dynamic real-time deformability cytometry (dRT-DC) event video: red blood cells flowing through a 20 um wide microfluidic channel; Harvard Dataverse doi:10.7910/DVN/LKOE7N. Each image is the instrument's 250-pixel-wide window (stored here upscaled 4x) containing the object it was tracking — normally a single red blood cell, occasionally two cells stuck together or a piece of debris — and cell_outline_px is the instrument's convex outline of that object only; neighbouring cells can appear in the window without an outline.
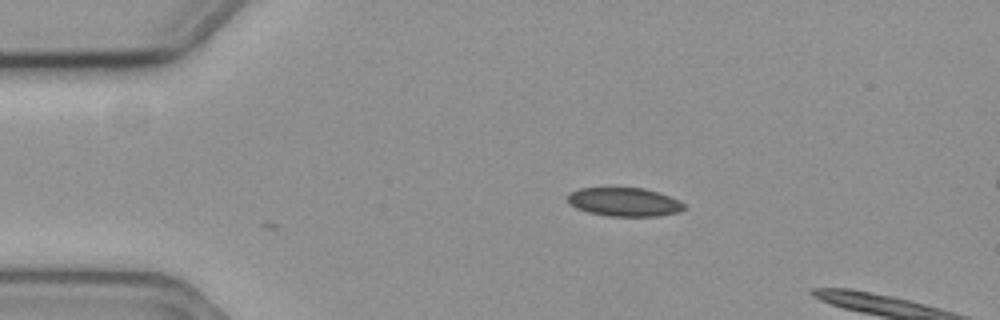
{"species": "common noctule bat (a hibernating species)", "species_latin": "Nyctalus noctula", "temperature_condition": "cold", "stored_images_in_passage": 4, "camera_frame_rate_fps": 3000, "um_per_image_px": 0.085, "animal": {"sex": "female", "body_mass_g": 19.3, "forearm_length_mm": 54.1}, "frame": {"image": 1, "passage_image": 1, "time_ms": 0.0, "image_size_px": [1000, 320], "cell_outline_px": [[684, 208], [680, 212], [660, 216], [608, 216], [588, 212], [576, 208], [568, 200], [568, 192], [580, 188], [644, 188], [668, 196], [684, 204]], "centroid_in_image_um": [53.04, 17.17], "position_along_channel_um": 32.0, "area_um2": 19.25}}